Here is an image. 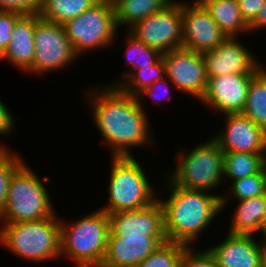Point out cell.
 Instances as JSON below:
<instances>
[{
  "instance_id": "1",
  "label": "cell",
  "mask_w": 266,
  "mask_h": 267,
  "mask_svg": "<svg viewBox=\"0 0 266 267\" xmlns=\"http://www.w3.org/2000/svg\"><path fill=\"white\" fill-rule=\"evenodd\" d=\"M90 93L87 94L91 99L87 100L88 105L92 106L94 120L105 143L111 147L112 157H133L130 147L150 143L146 112L136 96L113 84L90 90Z\"/></svg>"
},
{
  "instance_id": "2",
  "label": "cell",
  "mask_w": 266,
  "mask_h": 267,
  "mask_svg": "<svg viewBox=\"0 0 266 267\" xmlns=\"http://www.w3.org/2000/svg\"><path fill=\"white\" fill-rule=\"evenodd\" d=\"M168 183L170 186L166 188H169L170 196L165 201L159 199L167 240L191 246L199 233L204 232L213 218L228 205V198L226 195L185 189L170 181Z\"/></svg>"
},
{
  "instance_id": "3",
  "label": "cell",
  "mask_w": 266,
  "mask_h": 267,
  "mask_svg": "<svg viewBox=\"0 0 266 267\" xmlns=\"http://www.w3.org/2000/svg\"><path fill=\"white\" fill-rule=\"evenodd\" d=\"M0 243L16 256L36 262L61 256L60 225L56 214L37 221L3 222Z\"/></svg>"
},
{
  "instance_id": "4",
  "label": "cell",
  "mask_w": 266,
  "mask_h": 267,
  "mask_svg": "<svg viewBox=\"0 0 266 267\" xmlns=\"http://www.w3.org/2000/svg\"><path fill=\"white\" fill-rule=\"evenodd\" d=\"M110 233L108 214L102 209L71 225L61 223V257H69L78 267H100Z\"/></svg>"
},
{
  "instance_id": "5",
  "label": "cell",
  "mask_w": 266,
  "mask_h": 267,
  "mask_svg": "<svg viewBox=\"0 0 266 267\" xmlns=\"http://www.w3.org/2000/svg\"><path fill=\"white\" fill-rule=\"evenodd\" d=\"M29 168L23 163L11 177L1 222L37 221L56 214L44 183L49 178L41 180Z\"/></svg>"
},
{
  "instance_id": "6",
  "label": "cell",
  "mask_w": 266,
  "mask_h": 267,
  "mask_svg": "<svg viewBox=\"0 0 266 267\" xmlns=\"http://www.w3.org/2000/svg\"><path fill=\"white\" fill-rule=\"evenodd\" d=\"M109 202L101 209L107 214L138 210L154 203L156 197L146 173L135 157H112ZM156 197V198H155Z\"/></svg>"
},
{
  "instance_id": "7",
  "label": "cell",
  "mask_w": 266,
  "mask_h": 267,
  "mask_svg": "<svg viewBox=\"0 0 266 267\" xmlns=\"http://www.w3.org/2000/svg\"><path fill=\"white\" fill-rule=\"evenodd\" d=\"M187 153H178L169 181L190 190H215L224 178V152L218 144L210 138Z\"/></svg>"
},
{
  "instance_id": "8",
  "label": "cell",
  "mask_w": 266,
  "mask_h": 267,
  "mask_svg": "<svg viewBox=\"0 0 266 267\" xmlns=\"http://www.w3.org/2000/svg\"><path fill=\"white\" fill-rule=\"evenodd\" d=\"M63 26L77 56L85 51L111 46L118 30L113 1L99 0Z\"/></svg>"
},
{
  "instance_id": "9",
  "label": "cell",
  "mask_w": 266,
  "mask_h": 267,
  "mask_svg": "<svg viewBox=\"0 0 266 267\" xmlns=\"http://www.w3.org/2000/svg\"><path fill=\"white\" fill-rule=\"evenodd\" d=\"M182 2H171L164 9L138 21L128 31L145 45L164 54L182 47Z\"/></svg>"
},
{
  "instance_id": "10",
  "label": "cell",
  "mask_w": 266,
  "mask_h": 267,
  "mask_svg": "<svg viewBox=\"0 0 266 267\" xmlns=\"http://www.w3.org/2000/svg\"><path fill=\"white\" fill-rule=\"evenodd\" d=\"M35 53L27 72L45 73L73 63L78 57L63 25L40 19L35 25Z\"/></svg>"
},
{
  "instance_id": "11",
  "label": "cell",
  "mask_w": 266,
  "mask_h": 267,
  "mask_svg": "<svg viewBox=\"0 0 266 267\" xmlns=\"http://www.w3.org/2000/svg\"><path fill=\"white\" fill-rule=\"evenodd\" d=\"M162 57L168 81L200 101L208 85L202 53L181 47L162 54Z\"/></svg>"
},
{
  "instance_id": "12",
  "label": "cell",
  "mask_w": 266,
  "mask_h": 267,
  "mask_svg": "<svg viewBox=\"0 0 266 267\" xmlns=\"http://www.w3.org/2000/svg\"><path fill=\"white\" fill-rule=\"evenodd\" d=\"M182 27V47L199 53L213 50L228 38L198 0L191 6L182 3Z\"/></svg>"
},
{
  "instance_id": "13",
  "label": "cell",
  "mask_w": 266,
  "mask_h": 267,
  "mask_svg": "<svg viewBox=\"0 0 266 267\" xmlns=\"http://www.w3.org/2000/svg\"><path fill=\"white\" fill-rule=\"evenodd\" d=\"M237 39L228 37L213 50L202 53L208 78L229 74L255 75L263 67Z\"/></svg>"
},
{
  "instance_id": "14",
  "label": "cell",
  "mask_w": 266,
  "mask_h": 267,
  "mask_svg": "<svg viewBox=\"0 0 266 267\" xmlns=\"http://www.w3.org/2000/svg\"><path fill=\"white\" fill-rule=\"evenodd\" d=\"M108 217L109 236L166 237L163 207L159 199L145 208L115 212Z\"/></svg>"
},
{
  "instance_id": "15",
  "label": "cell",
  "mask_w": 266,
  "mask_h": 267,
  "mask_svg": "<svg viewBox=\"0 0 266 267\" xmlns=\"http://www.w3.org/2000/svg\"><path fill=\"white\" fill-rule=\"evenodd\" d=\"M225 128L213 136L223 152L266 154V130L242 113L226 114Z\"/></svg>"
},
{
  "instance_id": "16",
  "label": "cell",
  "mask_w": 266,
  "mask_h": 267,
  "mask_svg": "<svg viewBox=\"0 0 266 267\" xmlns=\"http://www.w3.org/2000/svg\"><path fill=\"white\" fill-rule=\"evenodd\" d=\"M253 76L229 74L208 78L207 89L200 101L224 115L242 113Z\"/></svg>"
},
{
  "instance_id": "17",
  "label": "cell",
  "mask_w": 266,
  "mask_h": 267,
  "mask_svg": "<svg viewBox=\"0 0 266 267\" xmlns=\"http://www.w3.org/2000/svg\"><path fill=\"white\" fill-rule=\"evenodd\" d=\"M167 237L108 236L107 249L100 267H137Z\"/></svg>"
},
{
  "instance_id": "18",
  "label": "cell",
  "mask_w": 266,
  "mask_h": 267,
  "mask_svg": "<svg viewBox=\"0 0 266 267\" xmlns=\"http://www.w3.org/2000/svg\"><path fill=\"white\" fill-rule=\"evenodd\" d=\"M227 235L221 244L209 248L219 267H261L264 243H257L254 235Z\"/></svg>"
},
{
  "instance_id": "19",
  "label": "cell",
  "mask_w": 266,
  "mask_h": 267,
  "mask_svg": "<svg viewBox=\"0 0 266 267\" xmlns=\"http://www.w3.org/2000/svg\"><path fill=\"white\" fill-rule=\"evenodd\" d=\"M39 14H24L15 23L12 38L6 51L0 56L26 72L32 65L35 53V25L40 20Z\"/></svg>"
},
{
  "instance_id": "20",
  "label": "cell",
  "mask_w": 266,
  "mask_h": 267,
  "mask_svg": "<svg viewBox=\"0 0 266 267\" xmlns=\"http://www.w3.org/2000/svg\"><path fill=\"white\" fill-rule=\"evenodd\" d=\"M230 223L231 234L254 235L266 226V194L239 200Z\"/></svg>"
},
{
  "instance_id": "21",
  "label": "cell",
  "mask_w": 266,
  "mask_h": 267,
  "mask_svg": "<svg viewBox=\"0 0 266 267\" xmlns=\"http://www.w3.org/2000/svg\"><path fill=\"white\" fill-rule=\"evenodd\" d=\"M210 13L220 30L227 37L250 32V27L241 14L237 0H198Z\"/></svg>"
},
{
  "instance_id": "22",
  "label": "cell",
  "mask_w": 266,
  "mask_h": 267,
  "mask_svg": "<svg viewBox=\"0 0 266 267\" xmlns=\"http://www.w3.org/2000/svg\"><path fill=\"white\" fill-rule=\"evenodd\" d=\"M173 0H113L115 21L119 28H131L138 21L164 9Z\"/></svg>"
},
{
  "instance_id": "23",
  "label": "cell",
  "mask_w": 266,
  "mask_h": 267,
  "mask_svg": "<svg viewBox=\"0 0 266 267\" xmlns=\"http://www.w3.org/2000/svg\"><path fill=\"white\" fill-rule=\"evenodd\" d=\"M266 167V154L224 152V178L234 181L252 176Z\"/></svg>"
},
{
  "instance_id": "24",
  "label": "cell",
  "mask_w": 266,
  "mask_h": 267,
  "mask_svg": "<svg viewBox=\"0 0 266 267\" xmlns=\"http://www.w3.org/2000/svg\"><path fill=\"white\" fill-rule=\"evenodd\" d=\"M242 114L266 130V68L264 66L251 79Z\"/></svg>"
},
{
  "instance_id": "25",
  "label": "cell",
  "mask_w": 266,
  "mask_h": 267,
  "mask_svg": "<svg viewBox=\"0 0 266 267\" xmlns=\"http://www.w3.org/2000/svg\"><path fill=\"white\" fill-rule=\"evenodd\" d=\"M99 0H43V6L39 13L40 18L65 24L67 21L79 16L92 7Z\"/></svg>"
},
{
  "instance_id": "26",
  "label": "cell",
  "mask_w": 266,
  "mask_h": 267,
  "mask_svg": "<svg viewBox=\"0 0 266 267\" xmlns=\"http://www.w3.org/2000/svg\"><path fill=\"white\" fill-rule=\"evenodd\" d=\"M127 45L126 48V59L129 62V66L133 67L129 69L126 73L122 74V81L118 82L116 86H119L134 70L146 68L155 62H157L161 57L162 53L158 50L145 45L142 41H139L130 32L127 33Z\"/></svg>"
},
{
  "instance_id": "27",
  "label": "cell",
  "mask_w": 266,
  "mask_h": 267,
  "mask_svg": "<svg viewBox=\"0 0 266 267\" xmlns=\"http://www.w3.org/2000/svg\"><path fill=\"white\" fill-rule=\"evenodd\" d=\"M166 77L165 64L161 57L154 64L133 71L119 87L126 93L137 96L144 88L150 87L157 80Z\"/></svg>"
},
{
  "instance_id": "28",
  "label": "cell",
  "mask_w": 266,
  "mask_h": 267,
  "mask_svg": "<svg viewBox=\"0 0 266 267\" xmlns=\"http://www.w3.org/2000/svg\"><path fill=\"white\" fill-rule=\"evenodd\" d=\"M187 245L166 241L160 244L137 267H179L181 256Z\"/></svg>"
},
{
  "instance_id": "29",
  "label": "cell",
  "mask_w": 266,
  "mask_h": 267,
  "mask_svg": "<svg viewBox=\"0 0 266 267\" xmlns=\"http://www.w3.org/2000/svg\"><path fill=\"white\" fill-rule=\"evenodd\" d=\"M231 185L230 193L238 201L266 194V167L257 174L234 180Z\"/></svg>"
},
{
  "instance_id": "30",
  "label": "cell",
  "mask_w": 266,
  "mask_h": 267,
  "mask_svg": "<svg viewBox=\"0 0 266 267\" xmlns=\"http://www.w3.org/2000/svg\"><path fill=\"white\" fill-rule=\"evenodd\" d=\"M24 162L21 156L17 155V153H10L9 149L0 157V215L6 203L10 179Z\"/></svg>"
},
{
  "instance_id": "31",
  "label": "cell",
  "mask_w": 266,
  "mask_h": 267,
  "mask_svg": "<svg viewBox=\"0 0 266 267\" xmlns=\"http://www.w3.org/2000/svg\"><path fill=\"white\" fill-rule=\"evenodd\" d=\"M187 246L181 256L179 267H219L216 258L207 248L205 251L195 252Z\"/></svg>"
},
{
  "instance_id": "32",
  "label": "cell",
  "mask_w": 266,
  "mask_h": 267,
  "mask_svg": "<svg viewBox=\"0 0 266 267\" xmlns=\"http://www.w3.org/2000/svg\"><path fill=\"white\" fill-rule=\"evenodd\" d=\"M22 15L14 11H0V56L6 51L12 38L13 27Z\"/></svg>"
},
{
  "instance_id": "33",
  "label": "cell",
  "mask_w": 266,
  "mask_h": 267,
  "mask_svg": "<svg viewBox=\"0 0 266 267\" xmlns=\"http://www.w3.org/2000/svg\"><path fill=\"white\" fill-rule=\"evenodd\" d=\"M43 0H0V11H14L21 14H39Z\"/></svg>"
},
{
  "instance_id": "34",
  "label": "cell",
  "mask_w": 266,
  "mask_h": 267,
  "mask_svg": "<svg viewBox=\"0 0 266 267\" xmlns=\"http://www.w3.org/2000/svg\"><path fill=\"white\" fill-rule=\"evenodd\" d=\"M167 80H169L167 77H164L163 79H160V80H157L156 82H154L150 87H147V88H144L141 92H139L138 94H137V100H138V102H139V104L142 106V98H143V96L144 95H146V96H149V97H151V98H153V100L152 101H155V100H157L155 103H157L158 102V104H159V101L161 102V100H162V96L163 95H160V97H161V99L160 98H158L157 97V92H158V90H159V92H160V88L161 89H164L165 90V94H169L168 96L166 95L165 96V99H167V100H171V95H170V90H168V88H169V86L170 85H168V84H170L171 82H169L168 83V81ZM160 87V88H159ZM166 88V89H165ZM163 91V90H162ZM161 91V92H162ZM167 92V93H166ZM167 97V98H166ZM160 99V100H159Z\"/></svg>"
},
{
  "instance_id": "35",
  "label": "cell",
  "mask_w": 266,
  "mask_h": 267,
  "mask_svg": "<svg viewBox=\"0 0 266 267\" xmlns=\"http://www.w3.org/2000/svg\"><path fill=\"white\" fill-rule=\"evenodd\" d=\"M242 17L248 25L256 18L265 0H237Z\"/></svg>"
},
{
  "instance_id": "36",
  "label": "cell",
  "mask_w": 266,
  "mask_h": 267,
  "mask_svg": "<svg viewBox=\"0 0 266 267\" xmlns=\"http://www.w3.org/2000/svg\"><path fill=\"white\" fill-rule=\"evenodd\" d=\"M14 124V118L7 108V105L0 100V135H7L11 133V131L13 132Z\"/></svg>"
},
{
  "instance_id": "37",
  "label": "cell",
  "mask_w": 266,
  "mask_h": 267,
  "mask_svg": "<svg viewBox=\"0 0 266 267\" xmlns=\"http://www.w3.org/2000/svg\"><path fill=\"white\" fill-rule=\"evenodd\" d=\"M266 0L261 9L259 10L255 20L249 25L250 32L266 28ZM260 28V29H259Z\"/></svg>"
},
{
  "instance_id": "38",
  "label": "cell",
  "mask_w": 266,
  "mask_h": 267,
  "mask_svg": "<svg viewBox=\"0 0 266 267\" xmlns=\"http://www.w3.org/2000/svg\"><path fill=\"white\" fill-rule=\"evenodd\" d=\"M261 267H266V244H264L263 254L261 258Z\"/></svg>"
},
{
  "instance_id": "39",
  "label": "cell",
  "mask_w": 266,
  "mask_h": 267,
  "mask_svg": "<svg viewBox=\"0 0 266 267\" xmlns=\"http://www.w3.org/2000/svg\"><path fill=\"white\" fill-rule=\"evenodd\" d=\"M8 150L0 143V157H2Z\"/></svg>"
},
{
  "instance_id": "40",
  "label": "cell",
  "mask_w": 266,
  "mask_h": 267,
  "mask_svg": "<svg viewBox=\"0 0 266 267\" xmlns=\"http://www.w3.org/2000/svg\"><path fill=\"white\" fill-rule=\"evenodd\" d=\"M263 234H264V238H265V239H264L265 242L263 241V243L266 244V226H265V228H264Z\"/></svg>"
}]
</instances>
